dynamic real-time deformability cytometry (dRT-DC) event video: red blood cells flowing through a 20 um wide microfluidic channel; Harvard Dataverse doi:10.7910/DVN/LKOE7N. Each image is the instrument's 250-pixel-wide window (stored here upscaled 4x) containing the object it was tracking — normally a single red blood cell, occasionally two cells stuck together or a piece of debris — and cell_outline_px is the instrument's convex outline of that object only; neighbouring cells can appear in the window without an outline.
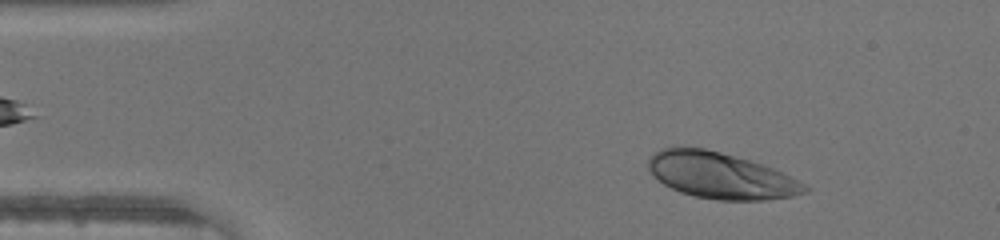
{"species": "human", "species_latin": "Homo sapiens", "temperature_condition": "warm", "stored_images_in_passage": 45, "camera_frame_rate_fps": 3000, "um_per_image_px": 0.085, "donor": {"sex": "male"}, "frame": {"image": 1, "passage_image": 5, "time_ms": 1.333, "image_size_px": [1000, 240], "cell_outline_px": [[812, 188], [808, 192], [792, 196], [764, 200], [716, 200], [696, 196], [680, 192], [664, 184], [652, 176], [648, 168], [648, 156], [660, 148], [704, 148], [720, 152], [748, 160], [772, 168]], "centroid_in_image_um": [61.22, 14.93], "position_along_channel_um": 23.8, "area_um2": 41.67}}
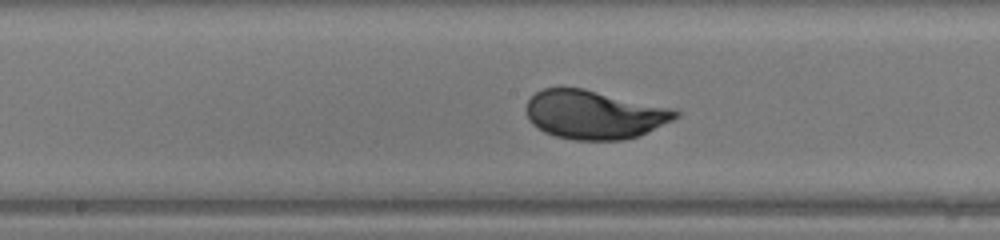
{"frame": {"image": 2, "passage_image": 22, "time_ms": 7.0, "image_size_px": [1000, 240], "cell_outline_px": [[680, 116], [648, 132], [624, 140], [576, 140], [556, 136], [544, 132], [532, 124], [528, 120], [524, 108], [528, 100], [536, 92], [544, 88], [584, 88], [676, 108], [680, 112]], "centroid_in_image_um": [50.52, 9.73], "position_along_channel_um": 197.7, "area_um2": 42.77}}
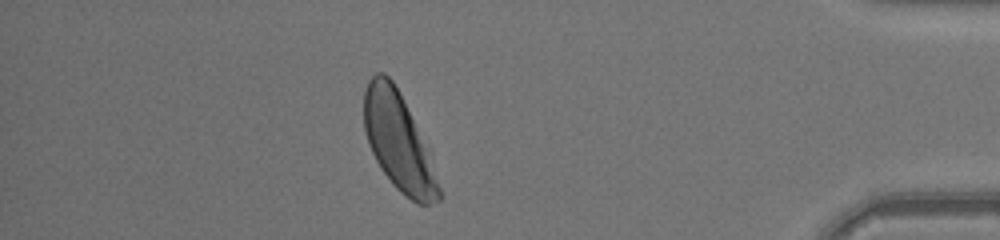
{"frame": {"image": 3, "passage_image": 39, "time_ms": 12.667, "image_size_px": [1000, 240], "cell_outline_px": [[440, 200], [428, 204], [416, 204], [404, 196], [392, 184], [380, 168], [368, 144], [364, 128], [364, 92], [368, 80], [376, 72], [384, 72], [392, 80], [432, 152], [440, 188]], "centroid_in_image_um": [33.9, 12.08], "position_along_channel_um": 401.3, "area_um2": 42.95}}